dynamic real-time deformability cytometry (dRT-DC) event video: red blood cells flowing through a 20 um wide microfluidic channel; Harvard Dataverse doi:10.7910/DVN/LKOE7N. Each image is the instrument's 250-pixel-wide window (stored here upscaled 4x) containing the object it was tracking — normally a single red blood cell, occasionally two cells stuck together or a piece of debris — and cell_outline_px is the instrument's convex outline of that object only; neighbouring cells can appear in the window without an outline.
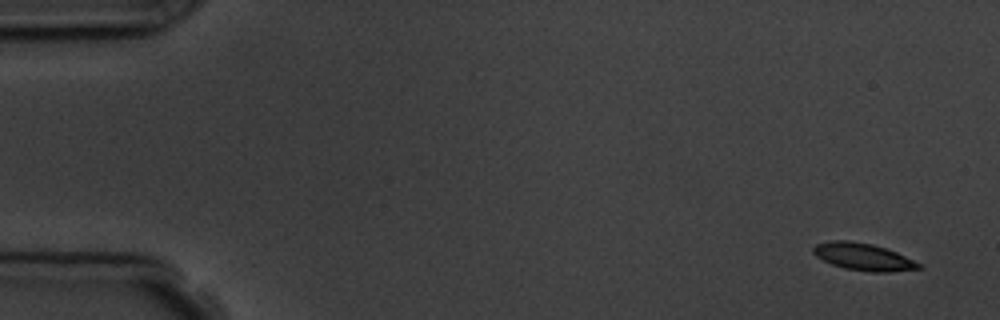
{"species": "common noctule bat (a hibernating species)", "species_latin": "Nyctalus noctula", "temperature_condition": "room temperature", "stored_images_in_passage": 6, "camera_frame_rate_fps": 3000, "um_per_image_px": 0.085, "animal": {"sex": "male", "body_mass_g": 19.5, "forearm_length_mm": 54.6}, "frame": {"image": 1, "passage_image": 1, "time_ms": 0.0, "image_size_px": [1000, 320], "cell_outline_px": [[924, 268], [888, 272], [872, 272], [844, 268], [832, 264], [816, 256], [812, 252], [812, 248], [816, 244], [828, 240], [848, 240], [872, 244], [896, 252], [920, 264]], "centroid_in_image_um": [73.34, 21.82], "position_along_channel_um": 11.7, "area_um2": 16.59}}